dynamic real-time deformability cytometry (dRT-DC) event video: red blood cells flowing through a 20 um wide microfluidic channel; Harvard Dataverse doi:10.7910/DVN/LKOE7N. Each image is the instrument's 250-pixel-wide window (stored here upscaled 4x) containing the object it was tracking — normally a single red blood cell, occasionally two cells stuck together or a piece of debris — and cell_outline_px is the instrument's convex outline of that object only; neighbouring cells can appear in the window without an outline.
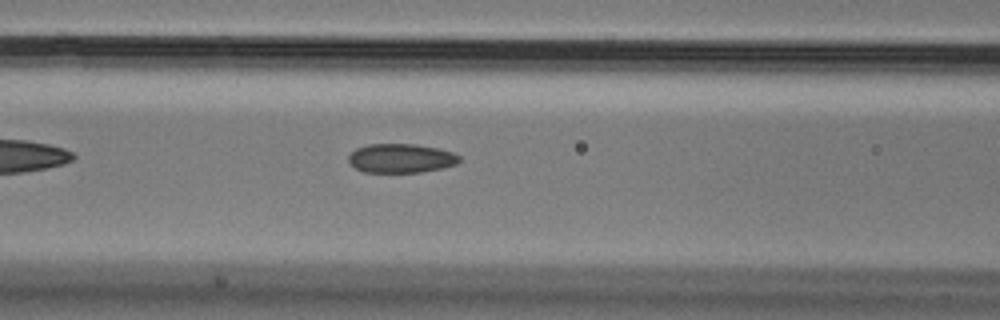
{"species": "Egyptian fruit bat (a non-hibernating species)", "species_latin": "Rousettus aegyptiacus", "temperature_condition": "cold", "stored_images_in_passage": 35, "camera_frame_rate_fps": 3000, "um_per_image_px": 0.085, "animal": {"sex": "male"}, "frame": {"image": 1, "passage_image": 7, "time_ms": 2.0, "image_size_px": [1000, 320], "cell_outline_px": [[460, 160], [456, 164], [440, 168], [420, 172], [364, 172], [356, 168], [348, 160], [348, 156], [356, 148], [368, 144], [416, 144], [436, 148], [452, 152], [460, 156]], "centroid_in_image_um": [34.07, 13.45], "position_along_channel_um": 132.5, "area_um2": 18.61}}
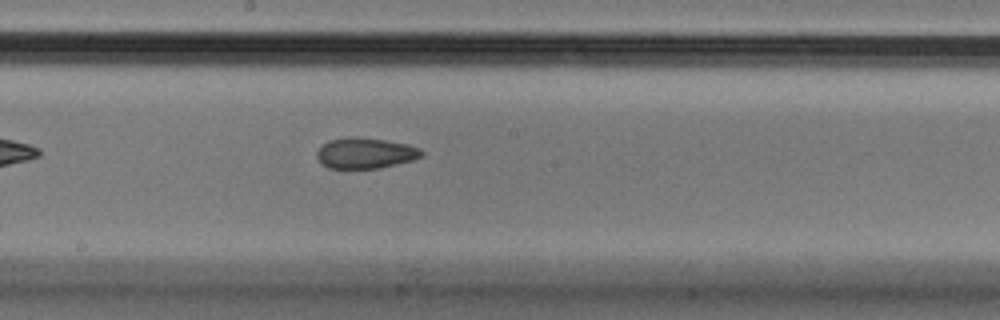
{"frame": {"image": 2, "passage_image": 14, "time_ms": 4.333, "image_size_px": [1000, 320], "cell_outline_px": [[424, 156], [412, 160], [380, 168], [328, 168], [320, 164], [316, 156], [316, 152], [328, 140], [348, 136], [356, 136], [384, 140], [408, 144], [420, 148], [424, 152]], "centroid_in_image_um": [31.04, 13.01], "position_along_channel_um": 217.2, "area_um2": 18.96}}
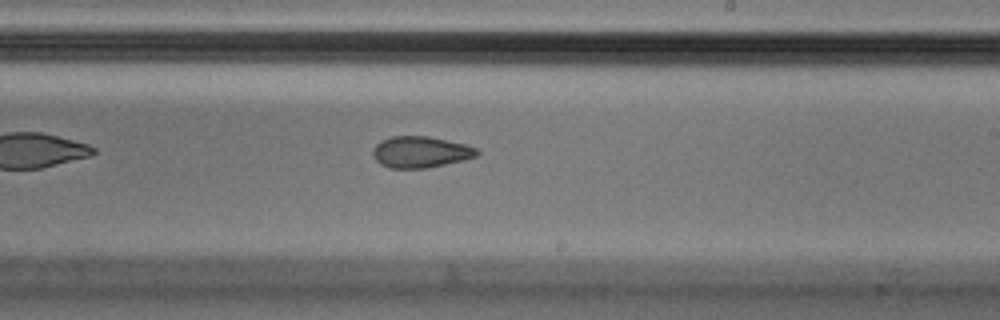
{"frame": {"image": 3, "passage_image": 17, "time_ms": 5.333, "image_size_px": [1000, 320], "cell_outline_px": [[480, 152], [476, 156], [464, 160], [428, 168], [388, 168], [380, 164], [376, 160], [372, 152], [376, 144], [380, 140], [392, 136], [428, 136], [464, 144], [476, 148]], "centroid_in_image_um": [35.73, 12.92], "position_along_channel_um": 253.3, "area_um2": 19.02}}